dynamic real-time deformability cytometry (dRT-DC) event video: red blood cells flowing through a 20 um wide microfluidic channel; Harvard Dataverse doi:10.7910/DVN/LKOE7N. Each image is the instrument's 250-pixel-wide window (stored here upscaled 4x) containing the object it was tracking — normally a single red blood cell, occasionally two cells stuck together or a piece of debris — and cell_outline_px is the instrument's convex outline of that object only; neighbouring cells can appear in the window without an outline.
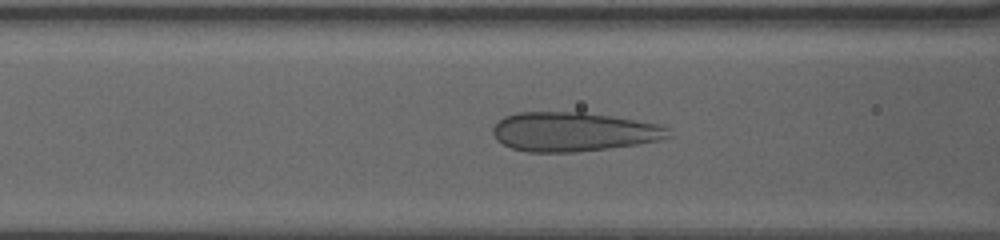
{"species": "human", "species_latin": "Homo sapiens", "temperature_condition": "warm", "stored_images_in_passage": 59, "camera_frame_rate_fps": 3000, "um_per_image_px": 0.085, "donor": {"sex": "female"}, "frame": {"image": 1, "passage_image": 26, "time_ms": 8.333, "image_size_px": [1000, 240], "cell_outline_px": [[672, 136], [656, 140], [636, 144], [608, 148], [576, 152], [528, 152], [512, 148], [496, 140], [492, 132], [492, 128], [504, 116], [520, 112], [584, 112], [660, 124], [668, 128]], "centroid_in_image_um": [48.71, 11.2], "position_along_channel_um": 117.9, "area_um2": 39.88}}
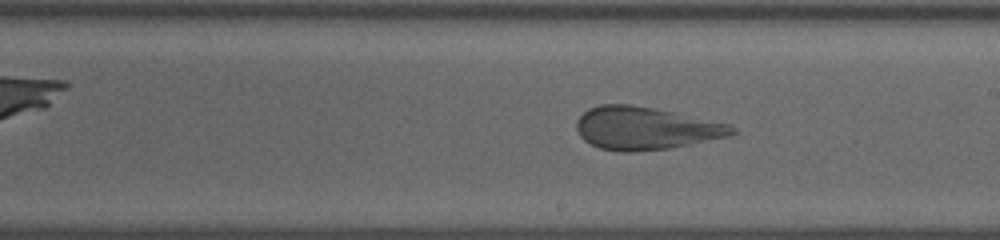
{"frame": {"image": 2, "passage_image": 36, "time_ms": 11.667, "image_size_px": [1000, 240], "cell_outline_px": [[736, 132], [732, 136], [668, 148], [636, 152], [616, 152], [600, 148], [584, 140], [580, 136], [576, 128], [576, 120], [588, 108], [600, 104], [628, 104], [652, 108], [732, 124], [736, 128]], "centroid_in_image_um": [54.87, 10.91], "position_along_channel_um": 234.1, "area_um2": 38.78}}
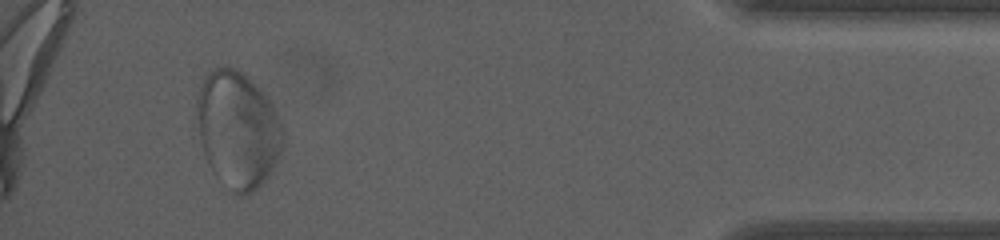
{"frame": {"image": 3, "passage_image": 56, "time_ms": 18.333, "image_size_px": [1000, 240], "cell_outline_px": [[284, 148], [268, 176], [252, 192], [244, 196], [236, 196], [212, 172], [208, 164], [200, 140], [196, 108], [196, 96], [204, 76], [208, 72], [216, 68], [228, 64], [244, 72], [264, 92], [272, 104], [284, 128]], "centroid_in_image_um": [20.22, 10.99], "position_along_channel_um": 415.0, "area_um2": 59.36}}